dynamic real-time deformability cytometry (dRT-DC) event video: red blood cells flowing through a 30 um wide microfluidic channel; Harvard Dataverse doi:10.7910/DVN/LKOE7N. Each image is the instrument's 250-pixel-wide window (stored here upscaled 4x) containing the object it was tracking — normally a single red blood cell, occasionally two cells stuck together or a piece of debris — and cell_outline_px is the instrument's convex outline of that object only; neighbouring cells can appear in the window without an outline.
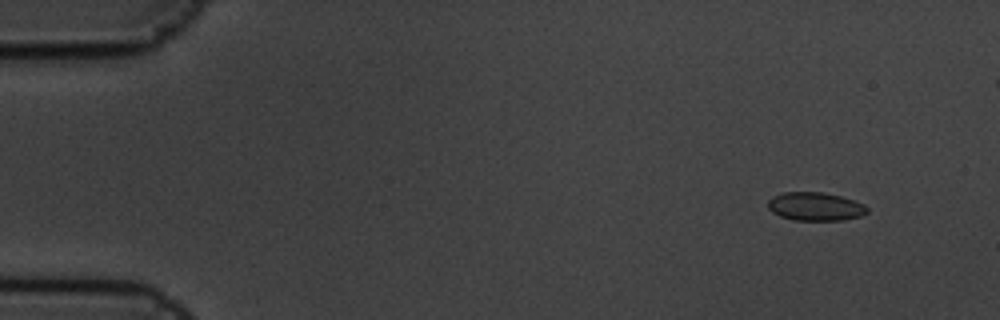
{"species": "common noctule bat (a hibernating species)", "species_latin": "Nyctalus noctula", "temperature_condition": "cold", "stored_images_in_passage": 6, "camera_frame_rate_fps": 3000, "um_per_image_px": 0.085, "animal": {"sex": "male", "body_mass_g": 19.5, "forearm_length_mm": 54.6}, "frame": {"image": 1, "passage_image": 2, "time_ms": 0.333, "image_size_px": [1000, 320], "cell_outline_px": [[868, 212], [860, 216], [844, 220], [792, 220], [780, 216], [772, 212], [768, 208], [768, 200], [772, 196], [784, 192], [820, 192], [840, 196], [864, 204], [868, 208]], "centroid_in_image_um": [69.28, 17.56], "position_along_channel_um": 15.7, "area_um2": 16.42}}